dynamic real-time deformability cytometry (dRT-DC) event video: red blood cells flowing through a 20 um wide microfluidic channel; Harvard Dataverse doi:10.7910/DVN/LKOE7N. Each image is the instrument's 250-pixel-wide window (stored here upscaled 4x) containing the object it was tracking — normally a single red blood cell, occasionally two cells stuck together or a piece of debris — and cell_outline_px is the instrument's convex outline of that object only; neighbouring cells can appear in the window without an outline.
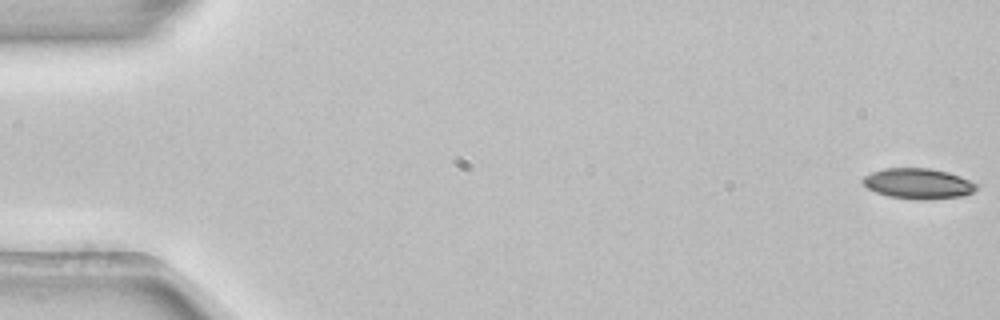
{"species": "common noctule bat (a hibernating species)", "species_latin": "Nyctalus noctula", "temperature_condition": "room temperature", "stored_images_in_passage": 6, "camera_frame_rate_fps": 3000, "um_per_image_px": 0.085, "animal": {"sex": "female", "body_mass_g": 22.7, "forearm_length_mm": 54.2}, "frame": {"image": 1, "passage_image": 1, "time_ms": 0.0, "image_size_px": [1000, 320], "cell_outline_px": [[976, 188], [972, 192], [964, 196], [928, 200], [920, 200], [888, 196], [876, 192], [868, 188], [860, 180], [864, 176], [872, 172], [884, 168], [928, 168], [948, 172], [960, 176], [976, 184]], "centroid_in_image_um": [78.02, 15.61], "position_along_channel_um": 7.0, "area_um2": 20.17}}
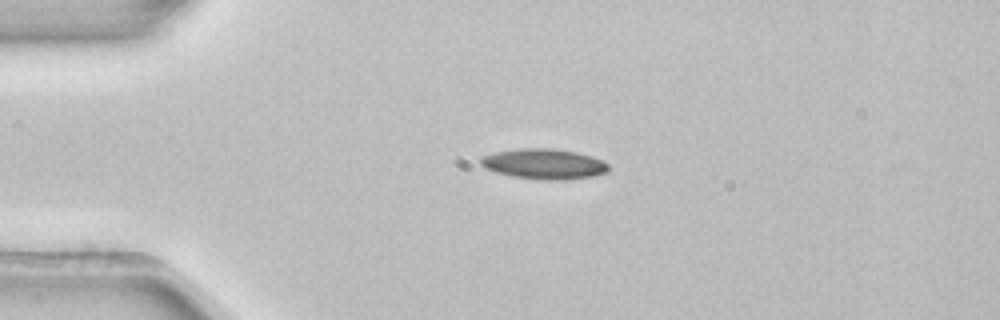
{"frame": {"image": 2, "passage_image": 4, "time_ms": 1.0, "image_size_px": [1000, 320], "cell_outline_px": [[608, 172], [592, 176], [564, 180], [540, 180], [512, 176], [496, 172], [484, 168], [480, 164], [480, 156], [496, 152], [520, 148], [552, 148], [576, 152], [592, 156], [608, 164]], "centroid_in_image_um": [46.21, 13.94], "position_along_channel_um": 38.8, "area_um2": 22.66}}